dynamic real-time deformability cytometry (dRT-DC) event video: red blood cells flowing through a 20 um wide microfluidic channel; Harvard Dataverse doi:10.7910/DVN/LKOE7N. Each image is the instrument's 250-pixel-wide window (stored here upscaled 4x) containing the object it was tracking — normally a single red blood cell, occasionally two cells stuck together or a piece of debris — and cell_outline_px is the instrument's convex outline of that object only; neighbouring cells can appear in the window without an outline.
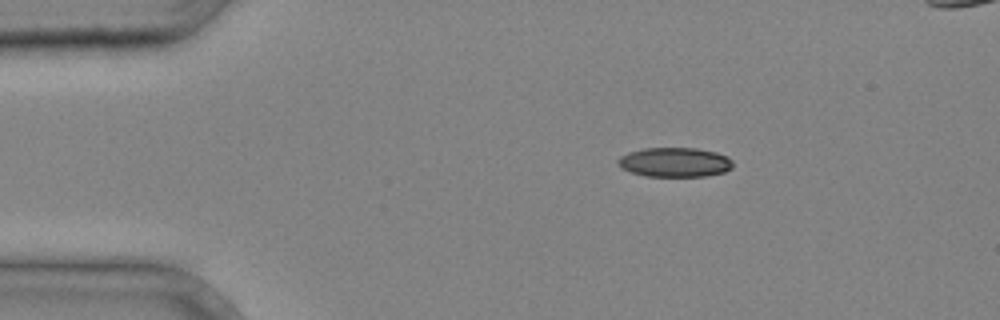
{"species": "common noctule bat (a hibernating species)", "species_latin": "Nyctalus noctula", "temperature_condition": "cold", "stored_images_in_passage": 3, "segment_of_instrument_passage": [1, 2], "camera_frame_rate_fps": 3000, "um_per_image_px": 0.085, "animal": {"sex": "male", "body_mass_g": 20.4}, "frame": {"image": 1, "passage_image": 1, "time_ms": 0.0, "image_size_px": [1000, 320], "cell_outline_px": [[732, 168], [724, 172], [704, 176], [644, 176], [620, 168], [616, 164], [616, 160], [620, 156], [628, 152], [644, 148], [696, 148], [716, 152], [728, 156], [732, 160]], "centroid_in_image_um": [57.32, 13.78], "position_along_channel_um": 27.7, "area_um2": 19.88}}